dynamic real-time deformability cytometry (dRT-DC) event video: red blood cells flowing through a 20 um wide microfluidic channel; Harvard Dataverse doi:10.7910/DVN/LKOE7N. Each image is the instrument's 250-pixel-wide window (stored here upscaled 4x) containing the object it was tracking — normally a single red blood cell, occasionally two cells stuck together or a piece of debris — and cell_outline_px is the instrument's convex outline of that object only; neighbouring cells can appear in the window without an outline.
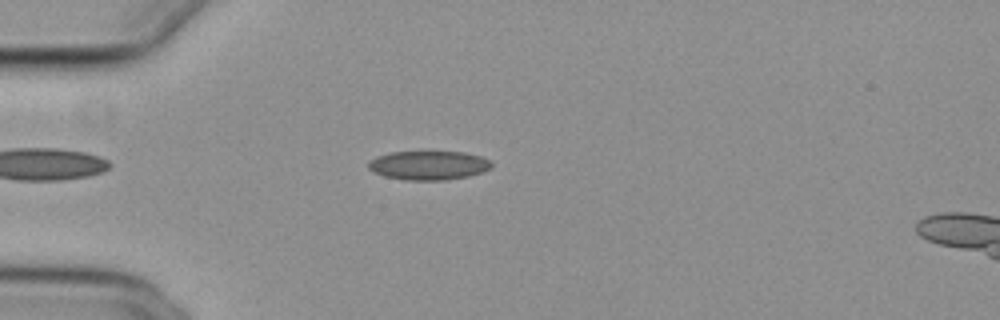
{"species": "common noctule bat (a hibernating species)", "species_latin": "Nyctalus noctula", "temperature_condition": "cold", "stored_images_in_passage": 47, "camera_frame_rate_fps": 3000, "um_per_image_px": 0.085, "animal": {"sex": "female", "body_mass_g": 29.2, "forearm_length_mm": 56.3}, "frame": {"image": 1, "passage_image": 7, "time_ms": 2.0, "image_size_px": [1000, 320], "cell_outline_px": [[492, 168], [468, 176], [444, 180], [404, 180], [384, 176], [372, 172], [368, 168], [368, 160], [376, 156], [388, 152], [464, 152], [480, 156], [492, 160]], "centroid_in_image_um": [36.4, 14.05], "position_along_channel_um": 48.6, "area_um2": 20.98}}
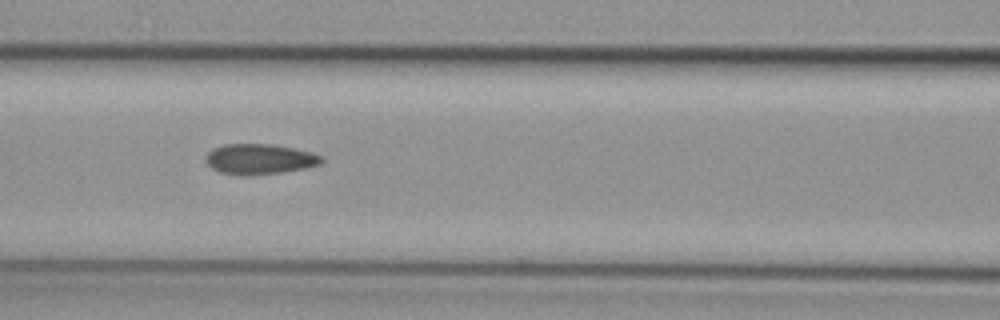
{"frame": {"image": 2, "passage_image": 16, "time_ms": 5.0, "image_size_px": [1000, 320], "cell_outline_px": [[324, 160], [320, 164], [304, 168], [280, 172], [248, 176], [244, 176], [220, 172], [212, 168], [204, 160], [208, 152], [212, 148], [224, 144], [272, 144], [292, 148], [324, 156]], "centroid_in_image_um": [22.03, 13.52], "position_along_channel_um": 144.6, "area_um2": 20.46}}
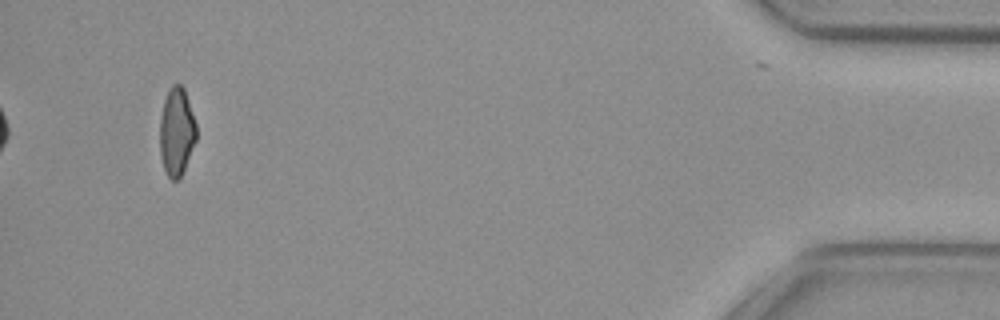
{"frame": {"image": 3, "passage_image": 44, "time_ms": 14.333, "image_size_px": [1000, 320], "cell_outline_px": [[196, 140], [184, 172], [176, 180], [172, 180], [168, 176], [164, 168], [160, 156], [160, 116], [164, 100], [168, 88], [172, 84], [180, 84], [184, 88], [196, 124]], "centroid_in_image_um": [15.01, 11.19], "position_along_channel_um": 420.2, "area_um2": 18.84}, "authors_computed_cell_mechanics": {"area_um2": 20.1722, "velocity_mm_per_s": 3.7621, "shape_relaxation_time_tau1_ms": null, "shape_relaxation_time_tau2_ms": 3.3152, "deformation_change_tau1": null, "deformation_change_tau2": 0.0849}}